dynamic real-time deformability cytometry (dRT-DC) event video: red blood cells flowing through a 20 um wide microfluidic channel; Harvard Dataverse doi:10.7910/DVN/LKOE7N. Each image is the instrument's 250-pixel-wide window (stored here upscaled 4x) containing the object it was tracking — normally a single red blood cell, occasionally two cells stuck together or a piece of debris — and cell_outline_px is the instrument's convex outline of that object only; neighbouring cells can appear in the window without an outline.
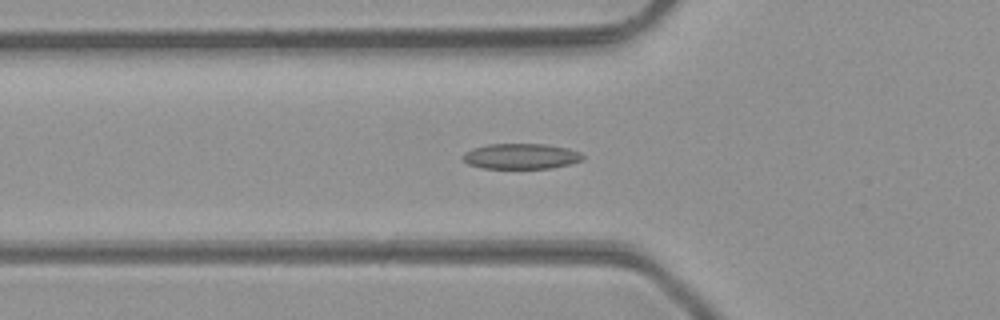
{"species": "common noctule bat (a hibernating species)", "species_latin": "Nyctalus noctula", "temperature_condition": "room temperature", "stored_images_in_passage": 46, "camera_frame_rate_fps": 3000, "um_per_image_px": 0.085, "animal": {"sex": "male", "body_mass_g": 23.1, "forearm_length_mm": 52.7}, "frame": {"image": 1, "passage_image": 14, "time_ms": 4.333, "image_size_px": [1000, 320], "cell_outline_px": [[584, 160], [552, 168], [480, 168], [468, 164], [460, 156], [464, 152], [472, 148], [488, 144], [544, 144], [568, 148], [580, 152], [584, 156]], "centroid_in_image_um": [44.26, 13.28], "position_along_channel_um": 81.5, "area_um2": 17.92}}
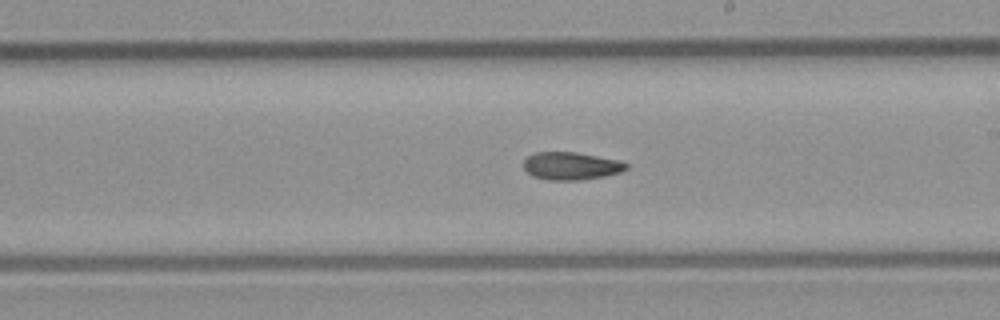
{"frame": {"image": 2, "passage_image": 25, "time_ms": 8.0, "image_size_px": [1000, 320], "cell_outline_px": [[628, 168], [620, 172], [604, 176], [580, 180], [548, 180], [532, 176], [524, 168], [524, 160], [528, 156], [536, 152], [576, 152], [620, 160], [628, 164]], "centroid_in_image_um": [48.55, 14.1], "position_along_channel_um": 240.5, "area_um2": 16.59}}
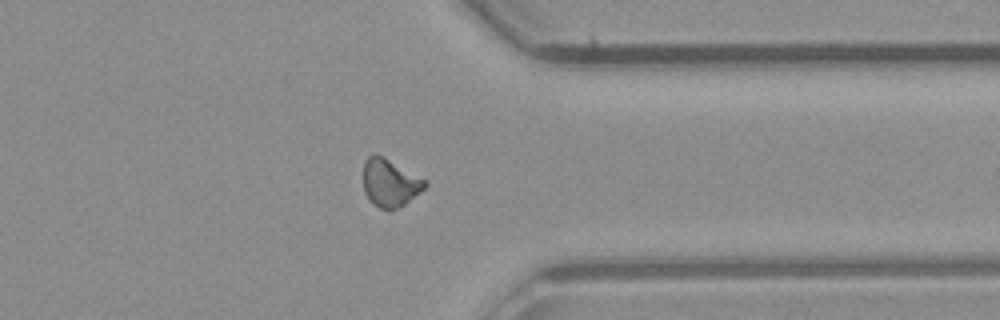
{"frame": {"image": 3, "passage_image": 35, "time_ms": 11.333, "image_size_px": [1000, 320], "cell_outline_px": [[428, 184], [420, 192], [404, 204], [388, 212], [380, 208], [368, 200], [364, 192], [364, 160], [372, 152], [376, 152], [384, 156], [424, 180]], "centroid_in_image_um": [33.09, 15.53], "position_along_channel_um": 378.3, "area_um2": 17.17}, "authors_computed_cell_mechanics": {"area_um2": 17.1088, "velocity_mm_per_s": 4.3012, "shape_relaxation_time_tau1_ms": null, "shape_relaxation_time_tau2_ms": 6.5401, "deformation_change_tau1": null, "deformation_change_tau2": 0.1301}}